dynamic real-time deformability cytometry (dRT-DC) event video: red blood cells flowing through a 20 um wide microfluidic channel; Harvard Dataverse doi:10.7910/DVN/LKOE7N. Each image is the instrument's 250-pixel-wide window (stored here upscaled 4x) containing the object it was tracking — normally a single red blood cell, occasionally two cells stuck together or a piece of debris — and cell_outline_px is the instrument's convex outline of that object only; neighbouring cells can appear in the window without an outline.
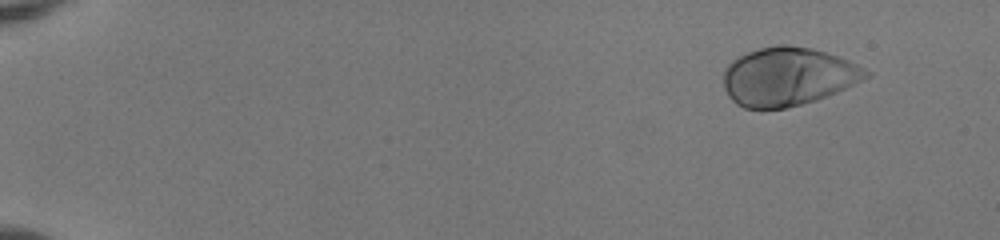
{"species": "human", "species_latin": "Homo sapiens", "temperature_condition": "room temperature", "stored_images_in_passage": 54, "camera_frame_rate_fps": 3000, "um_per_image_px": 0.085, "donor": {"sex": "female"}, "frame": {"image": 1, "passage_image": 6, "time_ms": 1.667, "image_size_px": [1000, 240], "cell_outline_px": [[872, 72], [868, 76], [836, 92], [816, 100], [784, 108], [744, 108], [736, 104], [728, 96], [724, 88], [724, 72], [728, 64], [732, 60], [748, 52], [760, 48], [776, 44], [788, 44], [812, 48], [840, 56]], "centroid_in_image_um": [66.95, 6.49], "position_along_channel_um": 18.0, "area_um2": 48.26}}
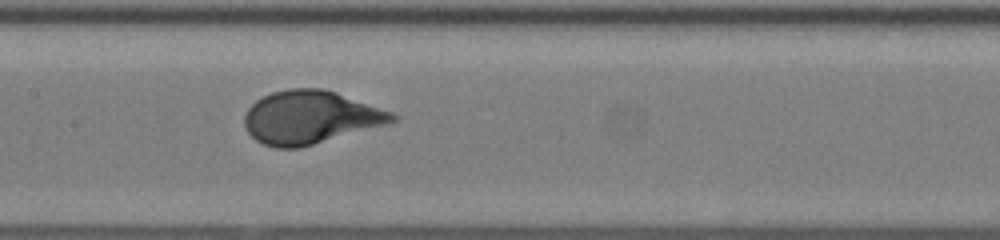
{"frame": {"image": 2, "passage_image": 30, "time_ms": 9.667, "image_size_px": [1000, 240], "cell_outline_px": [[400, 116], [396, 120], [384, 124], [300, 148], [276, 148], [264, 144], [256, 140], [248, 132], [244, 124], [244, 116], [248, 108], [256, 100], [272, 92], [288, 88], [324, 88], [336, 92], [392, 112]], "centroid_in_image_um": [26.34, 9.96], "position_along_channel_um": 181.1, "area_um2": 45.32}}
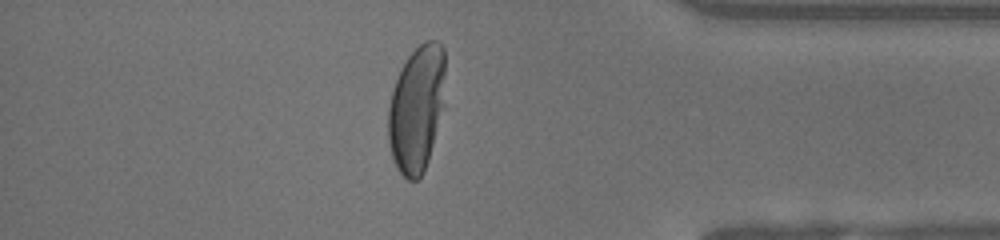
{"frame": {"image": 3, "passage_image": 48, "time_ms": 15.667, "image_size_px": [1000, 240], "cell_outline_px": [[444, 104], [428, 160], [424, 172], [416, 180], [408, 180], [396, 168], [388, 144], [388, 108], [392, 92], [396, 80], [408, 56], [424, 40], [436, 40], [444, 48]], "centroid_in_image_um": [35.41, 9.24], "position_along_channel_um": 399.8, "area_um2": 41.91}, "authors_computed_cell_mechanics": {"area_um2": 45.6331, "velocity_mm_per_s": 3.9434, "shape_relaxation_time_tau1_ms": 2.9177, "shape_relaxation_time_tau2_ms": null, "deformation_change_tau1": 0.1973, "deformation_change_tau2": null}}